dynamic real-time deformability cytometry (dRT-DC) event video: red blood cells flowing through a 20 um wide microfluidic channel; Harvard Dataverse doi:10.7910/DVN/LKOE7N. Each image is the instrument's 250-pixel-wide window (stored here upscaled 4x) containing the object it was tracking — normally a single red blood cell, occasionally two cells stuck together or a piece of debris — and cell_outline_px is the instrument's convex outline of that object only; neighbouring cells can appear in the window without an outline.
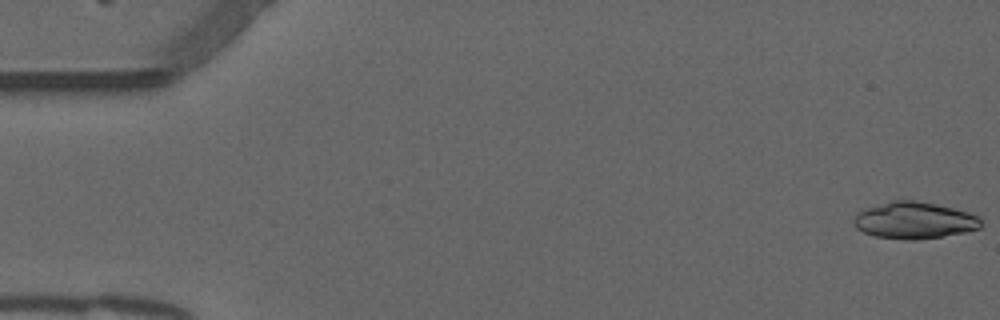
{"species": "common noctule bat (a hibernating species)", "species_latin": "Nyctalus noctula", "temperature_condition": "warm", "stored_images_in_passage": 26, "camera_frame_rate_fps": 3000, "um_per_image_px": 0.085, "animal": {"sex": "male", "forearm_length_mm": 52.5}, "frame": {"image": 1, "passage_image": 1, "time_ms": 0.0, "image_size_px": [1000, 320], "cell_outline_px": [[984, 220], [980, 228], [964, 232], [916, 240], [908, 240], [876, 236], [864, 232], [856, 228], [852, 224], [852, 220], [864, 208], [892, 200], [912, 200], [936, 204], [968, 212], [980, 216]], "centroid_in_image_um": [77.72, 18.73], "position_along_channel_um": 7.3, "area_um2": 27.22}}